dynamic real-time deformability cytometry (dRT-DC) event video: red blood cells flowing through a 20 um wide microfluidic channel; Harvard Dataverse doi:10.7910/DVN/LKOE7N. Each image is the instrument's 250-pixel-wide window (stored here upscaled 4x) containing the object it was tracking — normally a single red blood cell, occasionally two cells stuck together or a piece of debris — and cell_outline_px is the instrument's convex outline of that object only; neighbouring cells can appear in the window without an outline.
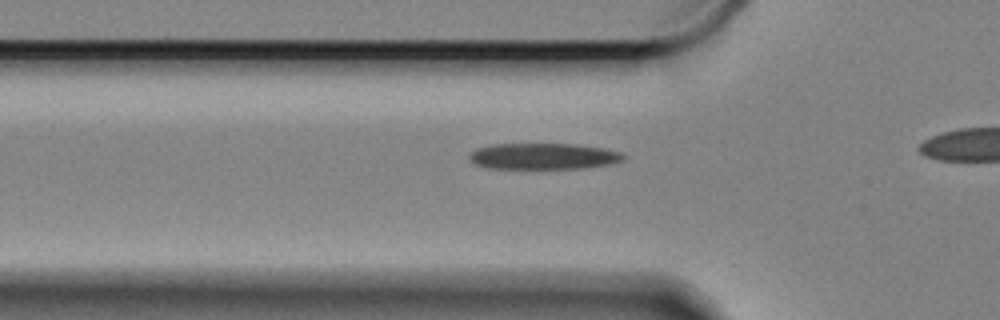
{"species": "Egyptian fruit bat (a non-hibernating species)", "species_latin": "Rousettus aegyptiacus", "temperature_condition": "cold", "stored_images_in_passage": 11, "camera_frame_rate_fps": 3000, "um_per_image_px": 0.085, "animal": {"sex": "female"}, "frame": {"image": 1, "passage_image": 5, "time_ms": 1.333, "image_size_px": [1000, 320], "cell_outline_px": [[628, 156], [624, 160], [608, 164], [584, 168], [488, 168], [476, 164], [468, 156], [476, 148], [492, 144], [576, 144], [604, 148], [620, 152]], "centroid_in_image_um": [46.22, 13.27], "position_along_channel_um": 79.6, "area_um2": 23.41}}
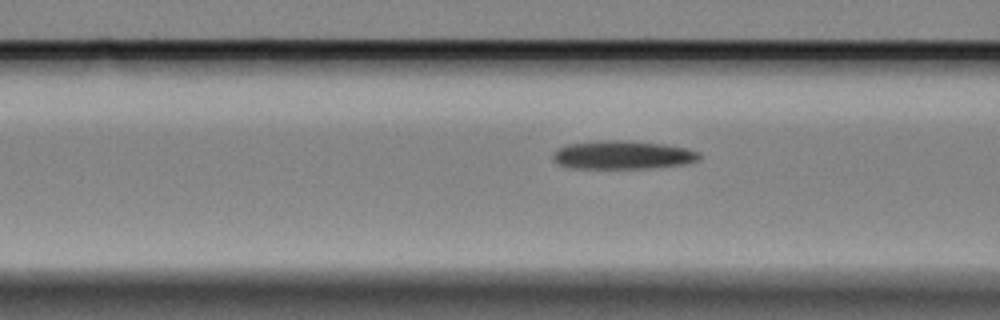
{"frame": {"image": 2, "passage_image": 8, "time_ms": 2.333, "image_size_px": [1000, 320], "cell_outline_px": [[700, 156], [696, 160], [684, 164], [648, 168], [568, 168], [560, 164], [552, 156], [552, 152], [556, 148], [568, 144], [604, 140], [620, 140], [660, 144], [684, 148], [700, 152]], "centroid_in_image_um": [52.86, 13.17], "position_along_channel_um": 113.7, "area_um2": 23.93}}